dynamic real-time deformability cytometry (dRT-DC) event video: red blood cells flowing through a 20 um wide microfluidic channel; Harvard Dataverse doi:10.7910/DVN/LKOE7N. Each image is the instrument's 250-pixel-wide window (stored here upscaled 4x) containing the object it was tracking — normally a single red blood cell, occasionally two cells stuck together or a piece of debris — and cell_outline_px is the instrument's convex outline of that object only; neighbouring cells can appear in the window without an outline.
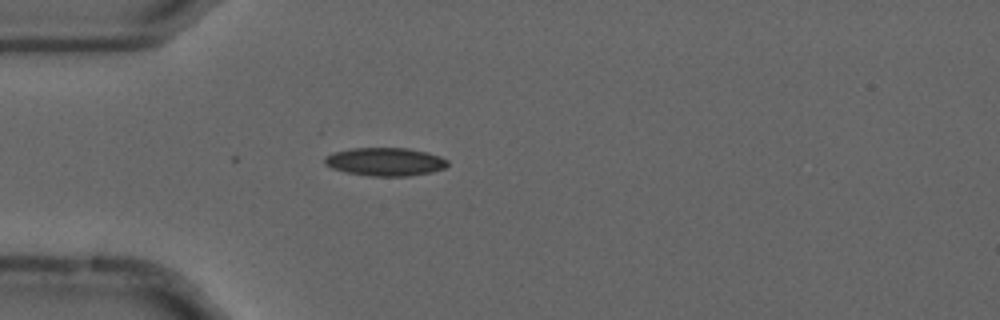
{"species": "common noctule bat (a hibernating species)", "species_latin": "Nyctalus noctula", "temperature_condition": "cold", "stored_images_in_passage": 10, "camera_frame_rate_fps": 3000, "um_per_image_px": 0.085, "animal": {"sex": "male", "forearm_length_mm": 52.5}, "frame": {"image": 1, "passage_image": 2, "time_ms": 0.333, "image_size_px": [1000, 320], "cell_outline_px": [[448, 164], [444, 168], [432, 172], [408, 176], [372, 176], [348, 172], [332, 168], [324, 164], [324, 156], [336, 152], [352, 148], [408, 148], [428, 152], [440, 156], [448, 160]], "centroid_in_image_um": [32.76, 13.74], "position_along_channel_um": 52.2, "area_um2": 20.17}}
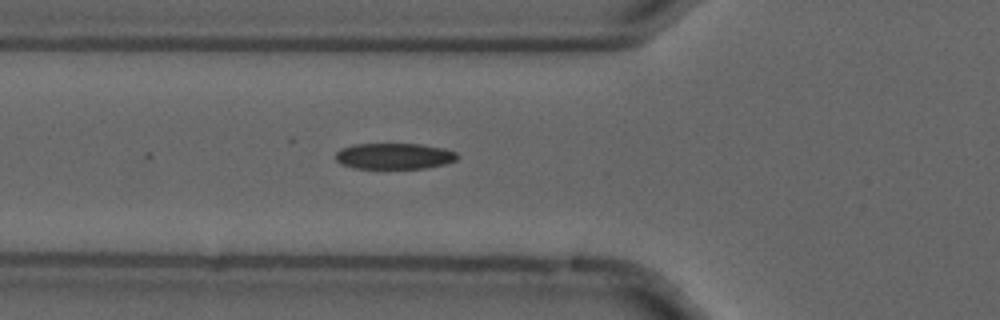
{"frame": {"image": 2, "passage_image": 6, "time_ms": 1.667, "image_size_px": [1000, 320], "cell_outline_px": [[460, 156], [456, 160], [448, 164], [424, 168], [352, 168], [340, 164], [336, 160], [336, 152], [340, 148], [352, 144], [420, 144], [444, 148], [456, 152]], "centroid_in_image_um": [33.52, 13.27], "position_along_channel_um": 92.3, "area_um2": 18.67}}